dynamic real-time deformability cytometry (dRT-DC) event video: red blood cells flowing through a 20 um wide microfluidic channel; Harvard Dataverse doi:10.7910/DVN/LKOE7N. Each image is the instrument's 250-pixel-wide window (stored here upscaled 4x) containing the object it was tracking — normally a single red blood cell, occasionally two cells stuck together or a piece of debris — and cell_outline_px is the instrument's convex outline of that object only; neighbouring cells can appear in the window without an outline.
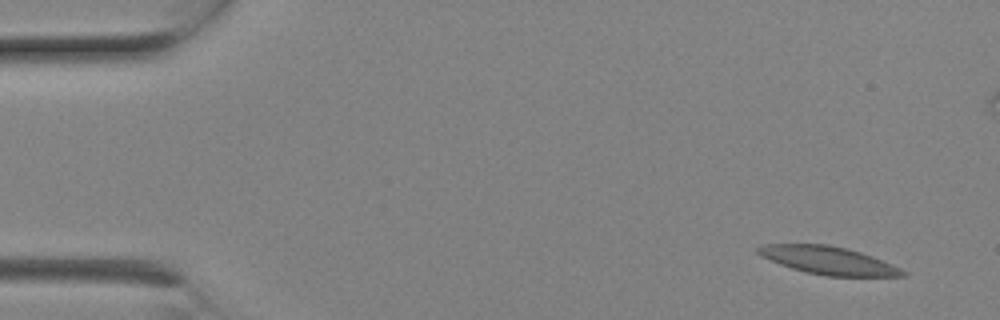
{"species": "Egyptian fruit bat (a non-hibernating species)", "species_latin": "Rousettus aegyptiacus", "temperature_condition": "room temperature", "stored_images_in_passage": 7, "camera_frame_rate_fps": 3000, "um_per_image_px": 0.085, "animal": {"sex": "female"}, "frame": {"image": 1, "passage_image": 1, "time_ms": 0.0, "image_size_px": [1000, 320], "cell_outline_px": [[908, 276], [824, 276], [804, 272], [780, 264], [760, 256], [756, 252], [756, 248], [764, 244], [828, 244], [848, 248], [872, 256], [892, 264], [908, 272]], "centroid_in_image_um": [70.41, 22.13], "position_along_channel_um": 14.6, "area_um2": 23.64}}
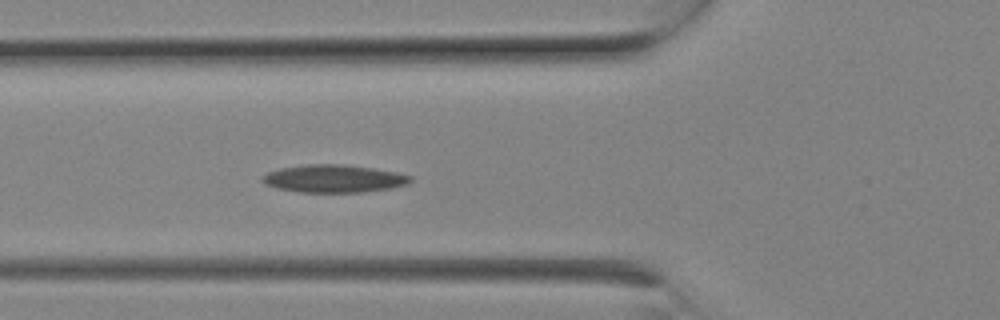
{"frame": {"image": 2, "passage_image": 7, "time_ms": 2.0, "image_size_px": [1000, 320], "cell_outline_px": [[412, 180], [408, 184], [392, 188], [364, 192], [300, 192], [276, 188], [264, 184], [260, 180], [260, 176], [268, 172], [280, 168], [308, 164], [348, 164], [396, 172], [412, 176]], "centroid_in_image_um": [28.36, 15.18], "position_along_channel_um": 97.4, "area_um2": 24.16}}